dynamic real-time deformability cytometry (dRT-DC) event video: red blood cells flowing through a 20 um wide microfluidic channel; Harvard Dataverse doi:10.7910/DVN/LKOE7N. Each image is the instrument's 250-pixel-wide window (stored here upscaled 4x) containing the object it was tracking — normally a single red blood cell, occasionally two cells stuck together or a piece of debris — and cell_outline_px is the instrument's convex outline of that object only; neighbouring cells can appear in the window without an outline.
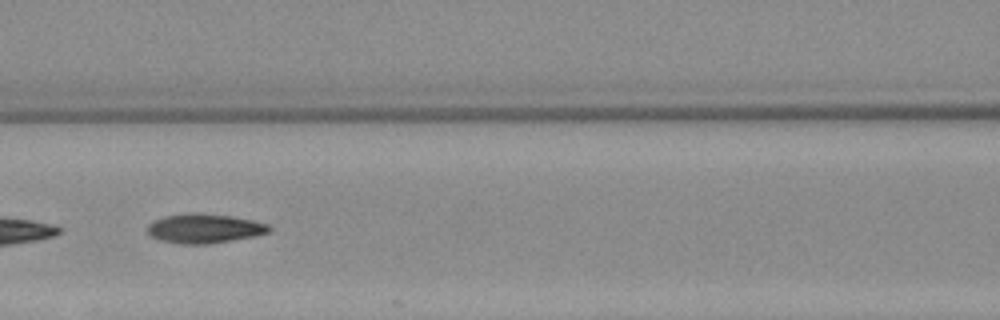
{"species": "Egyptian fruit bat (a non-hibernating species)", "species_latin": "Rousettus aegyptiacus", "temperature_condition": "warm", "stored_images_in_passage": 9, "camera_frame_rate_fps": 3000, "um_per_image_px": 0.085, "animal": {"sex": "female"}, "frame": {"image": 1, "passage_image": 6, "time_ms": 6.0, "image_size_px": [1000, 320], "cell_outline_px": [[272, 228], [268, 232], [252, 236], [232, 240], [208, 244], [180, 244], [160, 240], [152, 236], [148, 232], [148, 224], [164, 216], [192, 212], [196, 212], [232, 216], [252, 220], [268, 224]], "centroid_in_image_um": [17.36, 19.41], "position_along_channel_um": 149.2, "area_um2": 20.69}}
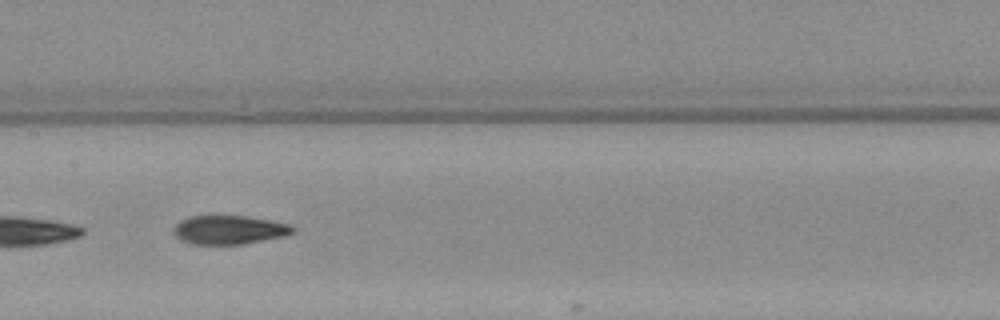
{"frame": {"image": 2, "passage_image": 7, "time_ms": 7.0, "image_size_px": [1000, 320], "cell_outline_px": [[296, 228], [292, 232], [284, 236], [244, 244], [192, 244], [180, 240], [172, 232], [176, 224], [180, 220], [192, 216], [248, 216], [272, 220], [288, 224]], "centroid_in_image_um": [19.47, 19.53], "position_along_channel_um": 187.9, "area_um2": 20.0}}
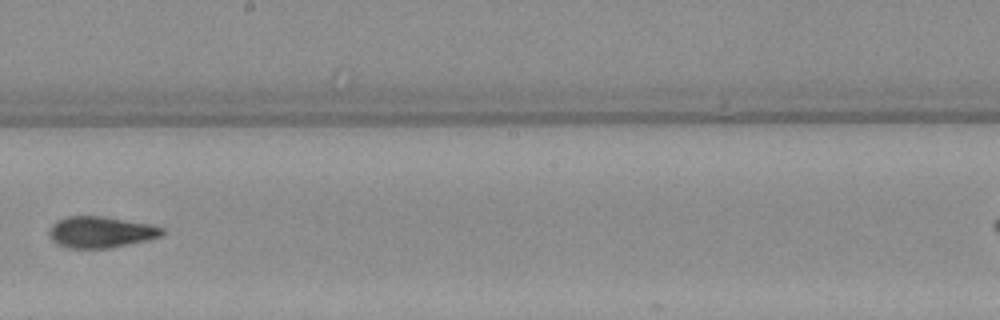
{"frame": {"image": 3, "passage_image": 8, "time_ms": 8.333, "image_size_px": [1000, 320], "cell_outline_px": [[164, 232], [160, 236], [144, 240], [108, 248], [68, 248], [56, 244], [48, 236], [48, 232], [52, 224], [56, 220], [68, 216], [100, 216], [148, 224], [164, 228]], "centroid_in_image_um": [8.47, 19.73], "position_along_channel_um": 239.7, "area_um2": 20.35}}